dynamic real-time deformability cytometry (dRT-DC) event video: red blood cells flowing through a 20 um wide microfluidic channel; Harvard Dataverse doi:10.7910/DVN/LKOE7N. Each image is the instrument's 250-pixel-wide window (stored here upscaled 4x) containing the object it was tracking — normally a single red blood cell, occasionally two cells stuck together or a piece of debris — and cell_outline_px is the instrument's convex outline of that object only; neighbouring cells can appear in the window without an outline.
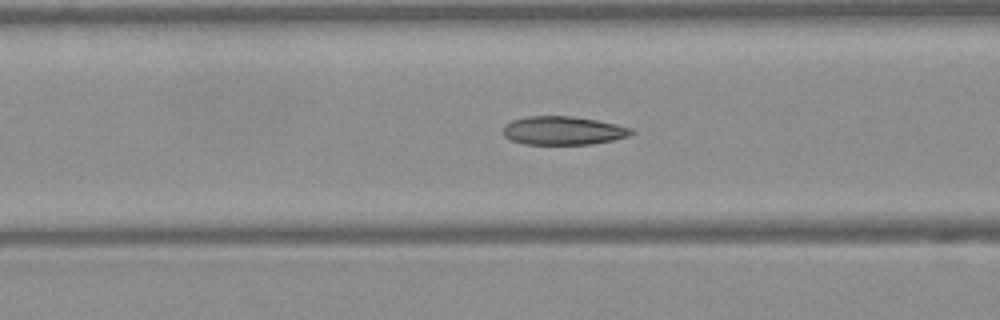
{"species": "Egyptian fruit bat (a non-hibernating species)", "species_latin": "Rousettus aegyptiacus", "temperature_condition": "warm", "stored_images_in_passage": 50, "camera_frame_rate_fps": 3000, "um_per_image_px": 0.085, "frame": {"image": 1, "passage_image": 20, "time_ms": 6.333, "image_size_px": [1000, 320], "cell_outline_px": [[636, 132], [628, 136], [612, 140], [592, 144], [524, 144], [512, 140], [504, 136], [504, 124], [512, 120], [528, 116], [572, 116], [596, 120], [616, 124], [632, 128]], "centroid_in_image_um": [47.87, 11.1], "position_along_channel_um": 118.7, "area_um2": 21.27}}
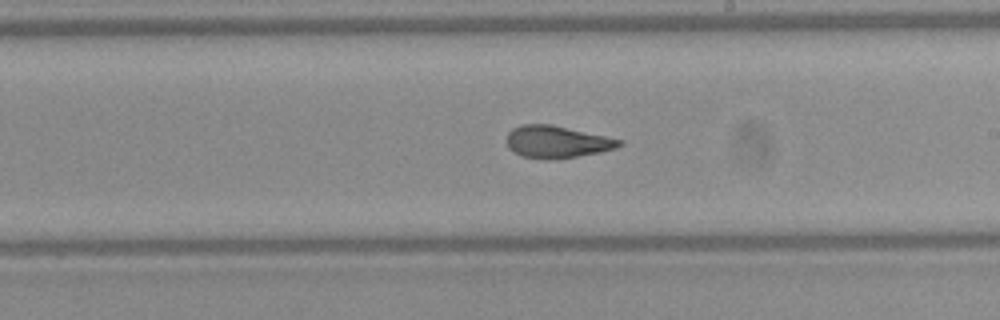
{"frame": {"image": 2, "passage_image": 29, "time_ms": 9.333, "image_size_px": [1000, 320], "cell_outline_px": [[624, 144], [616, 148], [600, 152], [576, 156], [548, 160], [520, 156], [508, 148], [508, 132], [512, 128], [520, 124], [552, 124], [624, 140]], "centroid_in_image_um": [47.34, 12.05], "position_along_channel_um": 241.7, "area_um2": 21.21}}
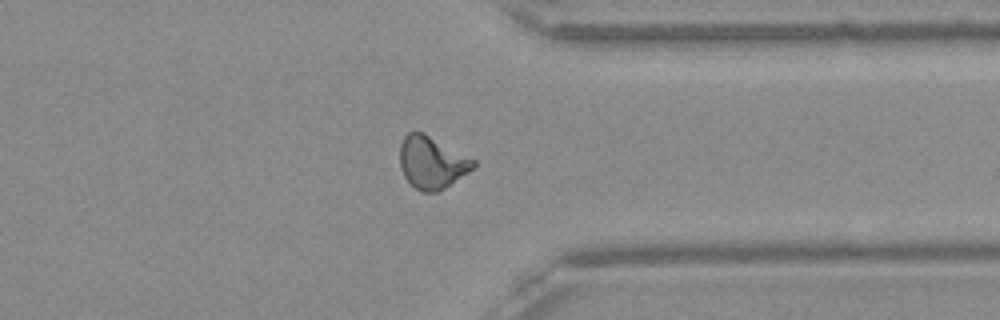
{"frame": {"image": 3, "passage_image": 39, "time_ms": 12.667, "image_size_px": [1000, 320], "cell_outline_px": [[476, 164], [468, 172], [444, 188], [436, 192], [420, 192], [404, 176], [400, 168], [400, 144], [404, 136], [408, 132], [424, 132], [476, 160]], "centroid_in_image_um": [36.69, 13.79], "position_along_channel_um": 374.7, "area_um2": 22.31}, "authors_computed_cell_mechanics": {"area_um2": 21.8195, "velocity_mm_per_s": 4.0913, "shape_relaxation_time_tau1_ms": null, "shape_relaxation_time_tau2_ms": 1.506, "deformation_change_tau1": null, "deformation_change_tau2": 0.0861}}